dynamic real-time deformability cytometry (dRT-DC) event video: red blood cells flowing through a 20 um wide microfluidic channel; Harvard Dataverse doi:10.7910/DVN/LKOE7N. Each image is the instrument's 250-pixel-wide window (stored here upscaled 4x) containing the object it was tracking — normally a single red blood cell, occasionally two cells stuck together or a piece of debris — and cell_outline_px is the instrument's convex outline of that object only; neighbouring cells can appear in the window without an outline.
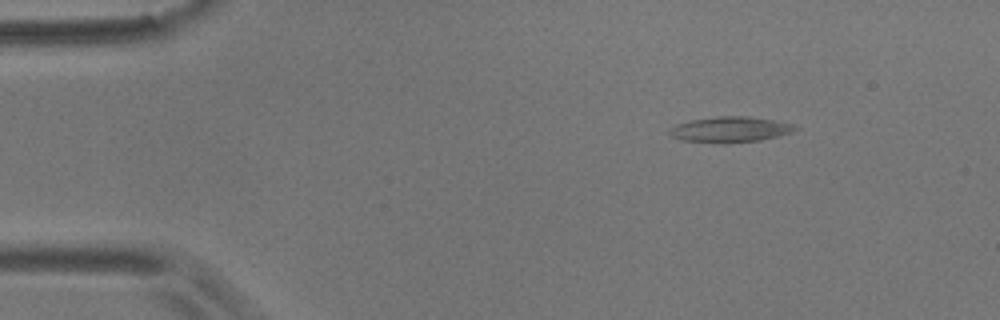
{"species": "common noctule bat (a hibernating species)", "species_latin": "Nyctalus noctula", "temperature_condition": "room temperature", "stored_images_in_passage": 3, "camera_frame_rate_fps": 3000, "um_per_image_px": 0.085, "animal": {"sex": "male", "body_mass_g": 17.9}, "frame": {"image": 1, "passage_image": 1, "time_ms": 0.0, "image_size_px": [1000, 320], "cell_outline_px": [[800, 128], [792, 132], [760, 140], [724, 144], [720, 144], [680, 140], [672, 136], [668, 132], [668, 128], [676, 124], [692, 120], [716, 116], [748, 116], [772, 120], [792, 124]], "centroid_in_image_um": [62.01, 11.02], "position_along_channel_um": 23.0, "area_um2": 18.9}}